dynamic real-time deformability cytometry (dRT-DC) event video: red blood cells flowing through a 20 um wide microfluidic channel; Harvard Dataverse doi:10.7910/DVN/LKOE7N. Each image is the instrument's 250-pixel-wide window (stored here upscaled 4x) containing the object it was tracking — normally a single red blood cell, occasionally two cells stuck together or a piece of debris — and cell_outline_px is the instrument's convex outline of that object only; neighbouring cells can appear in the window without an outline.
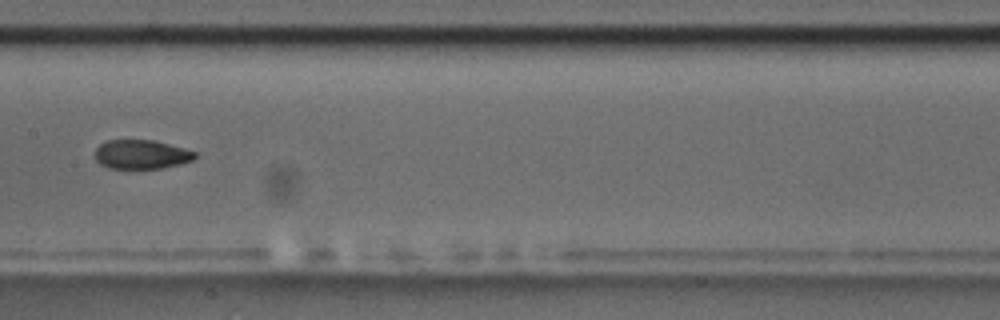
{"species": "common noctule bat (a hibernating species)", "species_latin": "Nyctalus noctula", "temperature_condition": "room temperature", "stored_images_in_passage": 14, "camera_frame_rate_fps": 3000, "um_per_image_px": 0.085, "animal": {"sex": "male", "body_mass_g": 17.5, "forearm_length_mm": 52.3}, "frame": {"image": 1, "passage_image": 7, "time_ms": 8.0, "image_size_px": [1000, 320], "cell_outline_px": [[196, 156], [192, 160], [180, 164], [160, 168], [108, 168], [100, 164], [96, 160], [96, 148], [100, 144], [108, 140], [152, 140], [184, 148], [196, 152]], "centroid_in_image_um": [12.0, 13.12], "position_along_channel_um": 195.4, "area_um2": 16.76}}
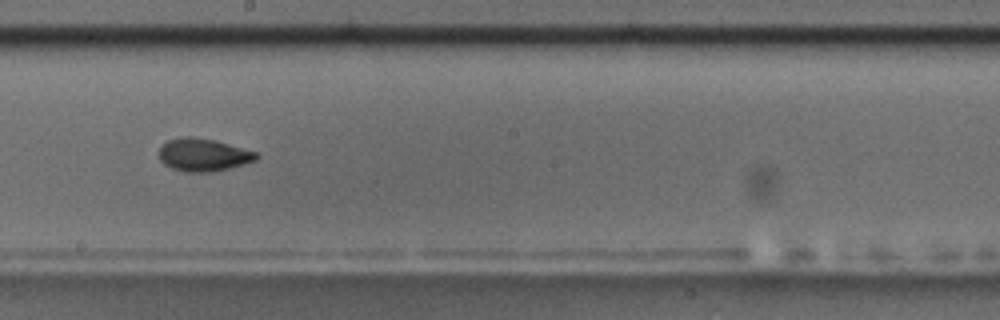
{"frame": {"image": 2, "passage_image": 8, "time_ms": 9.0, "image_size_px": [1000, 320], "cell_outline_px": [[260, 156], [256, 160], [244, 164], [212, 172], [184, 172], [172, 168], [164, 164], [160, 160], [160, 144], [168, 140], [184, 136], [192, 136], [216, 140], [260, 152]], "centroid_in_image_um": [17.31, 13.15], "position_along_channel_um": 230.9, "area_um2": 18.9}, "authors_computed_cell_mechanics": {"area_um2": 17.9758, "velocity_mm_per_s": 3.5723, "shape_relaxation_time_tau1_ms": null, "shape_relaxation_time_tau2_ms": 0.7414, "deformation_change_tau1": null, "deformation_change_tau2": 0.0531}}